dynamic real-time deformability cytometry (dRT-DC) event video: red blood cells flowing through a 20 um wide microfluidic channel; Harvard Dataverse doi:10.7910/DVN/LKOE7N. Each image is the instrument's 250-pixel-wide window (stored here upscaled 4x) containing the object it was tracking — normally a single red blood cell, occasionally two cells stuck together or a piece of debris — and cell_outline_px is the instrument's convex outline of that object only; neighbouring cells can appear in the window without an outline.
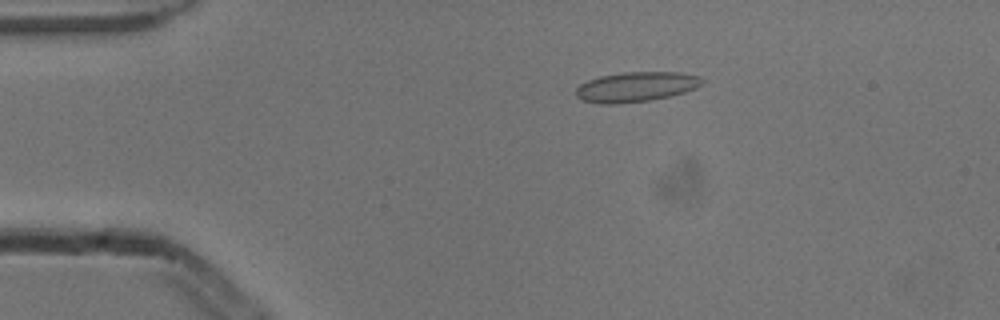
{"species": "common noctule bat (a hibernating species)", "species_latin": "Nyctalus noctula", "temperature_condition": "cold", "stored_images_in_passage": 4, "camera_frame_rate_fps": 3000, "um_per_image_px": 0.085, "animal": {"sex": "male", "body_mass_g": 13.3}, "frame": {"image": 1, "passage_image": 3, "time_ms": 0.667, "image_size_px": [1000, 320], "cell_outline_px": [[704, 80], [696, 88], [684, 92], [668, 96], [648, 100], [612, 104], [600, 104], [584, 100], [576, 96], [576, 88], [580, 84], [588, 80], [600, 76], [624, 72], [680, 72], [700, 76]], "centroid_in_image_um": [54.06, 7.37], "position_along_channel_um": 30.9, "area_um2": 21.79}}